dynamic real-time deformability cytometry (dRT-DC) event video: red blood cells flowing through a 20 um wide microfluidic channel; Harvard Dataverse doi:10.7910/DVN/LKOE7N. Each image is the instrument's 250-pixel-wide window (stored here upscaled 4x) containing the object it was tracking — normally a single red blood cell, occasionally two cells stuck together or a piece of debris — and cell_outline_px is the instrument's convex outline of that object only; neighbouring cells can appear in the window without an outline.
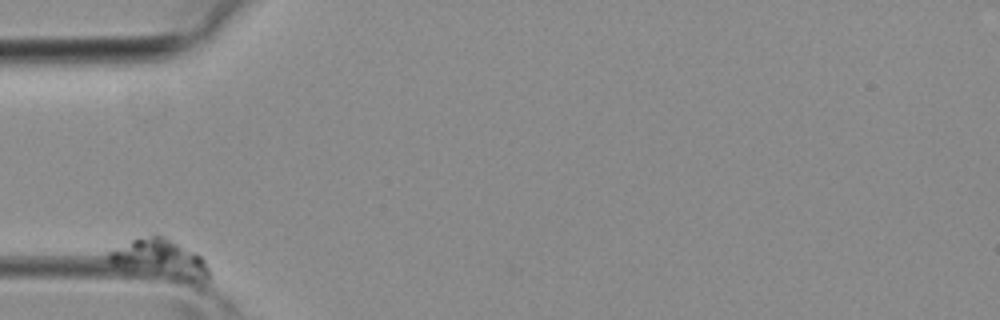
{"species": "common noctule bat (a hibernating species)", "species_latin": "Nyctalus noctula", "temperature_condition": "room temperature", "stored_images_in_passage": 7, "camera_frame_rate_fps": 3000, "um_per_image_px": 0.085, "animal": {"sex": "female", "body_mass_g": 19.3, "forearm_length_mm": 54.1}, "frame": {"image": 1, "passage_image": 1, "time_ms": 0.0, "image_size_px": [1000, 320], "cell_outline_px": [[208, 276], [204, 276], [112, 264], [108, 260], [108, 252], [140, 236], [152, 232], [156, 232], [196, 252], [204, 260], [208, 268]], "centroid_in_image_um": [13.49, 21.73], "position_along_channel_um": 71.5, "area_um2": 19.25}}
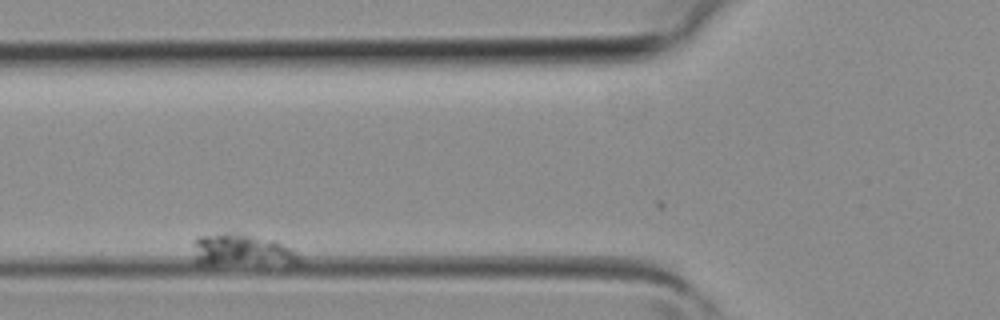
{"frame": {"image": 2, "passage_image": 3, "time_ms": 0.667, "image_size_px": [1000, 320], "cell_outline_px": [[300, 264], [200, 264], [196, 260], [192, 240], [196, 236], [224, 232], [236, 232], [276, 240], [296, 252], [300, 256]], "centroid_in_image_um": [20.54, 21.25], "position_along_channel_um": 105.3, "area_um2": 20.11}}
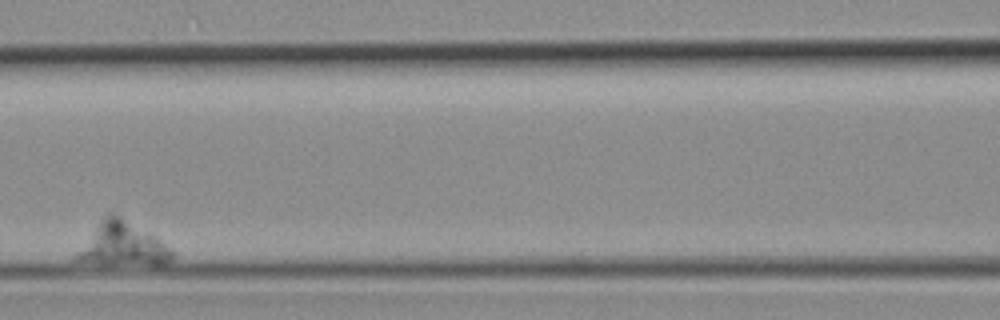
{"frame": {"image": 3, "passage_image": 5, "time_ms": 1.333, "image_size_px": [1000, 320], "cell_outline_px": [[176, 256], [172, 260], [164, 264], [104, 264], [72, 260], [72, 256], [100, 220], [108, 212], [112, 212], [120, 216], [160, 240], [176, 252]], "centroid_in_image_um": [10.38, 20.79], "position_along_channel_um": 156.2, "area_um2": 24.16}}